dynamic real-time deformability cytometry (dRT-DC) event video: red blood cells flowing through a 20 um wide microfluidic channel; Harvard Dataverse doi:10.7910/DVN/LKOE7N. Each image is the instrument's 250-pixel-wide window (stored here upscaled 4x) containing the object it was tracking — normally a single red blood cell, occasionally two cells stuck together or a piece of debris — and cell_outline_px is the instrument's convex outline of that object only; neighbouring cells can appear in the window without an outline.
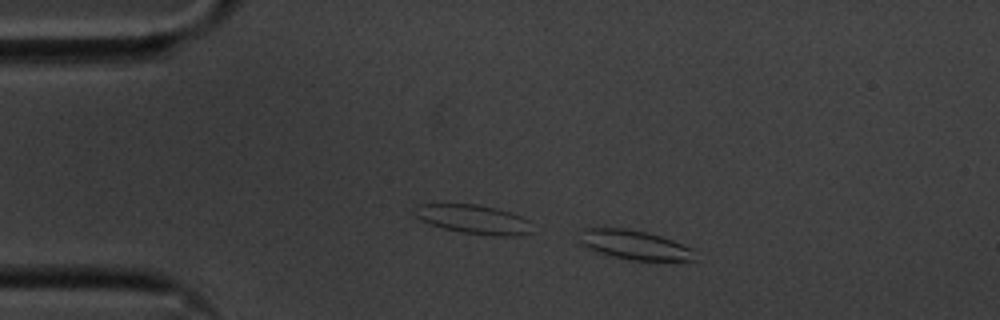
{"species": "common noctule bat (a hibernating species)", "species_latin": "Nyctalus noctula", "temperature_condition": "cold", "stored_images_in_passage": 34, "camera_frame_rate_fps": 3000, "um_per_image_px": 0.085, "animal": {"sex": "male", "body_mass_g": 20.1, "forearm_length_mm": 53.5}, "frame": {"image": 1, "passage_image": 1, "time_ms": 0.0, "image_size_px": [1000, 320], "cell_outline_px": [[696, 260], [628, 260], [612, 256], [588, 248], [580, 244], [580, 240], [584, 228], [624, 228], [648, 232], [672, 240], [692, 248]], "centroid_in_image_um": [53.94, 20.81], "position_along_channel_um": 31.1, "area_um2": 19.42}}
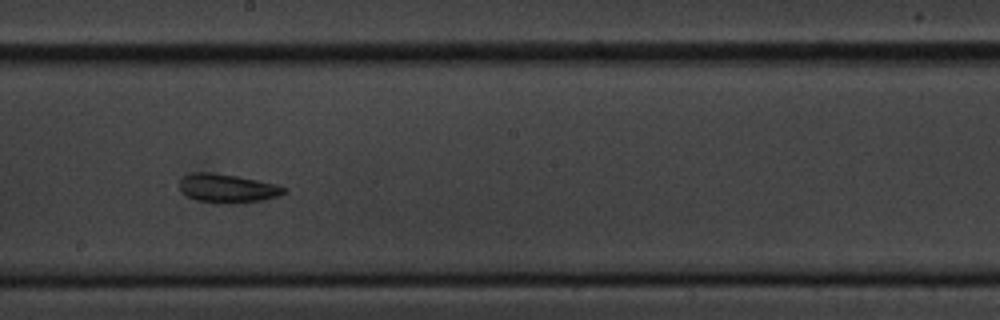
{"frame": {"image": 2, "passage_image": 22, "time_ms": 7.0, "image_size_px": [1000, 320], "cell_outline_px": [[288, 192], [264, 200], [236, 204], [196, 200], [180, 192], [180, 176], [192, 172], [212, 172], [236, 176], [276, 184], [288, 188]], "centroid_in_image_um": [19.32, 16.0], "position_along_channel_um": 228.9, "area_um2": 17.63}}
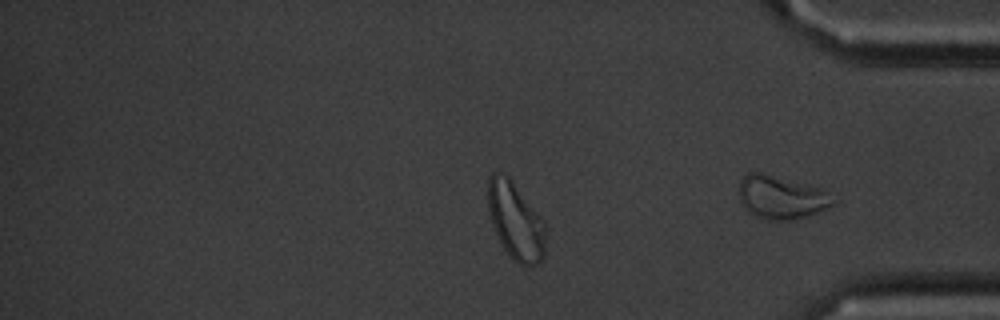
{"frame": {"image": 3, "passage_image": 34, "time_ms": 11.0, "image_size_px": [1000, 320], "cell_outline_px": [[840, 200], [836, 204], [808, 216], [788, 220], [768, 220], [756, 216], [748, 212], [744, 208], [740, 200], [740, 180], [748, 172], [760, 172], [824, 188]], "centroid_in_image_um": [66.48, 16.77], "position_along_channel_um": 368.7, "area_um2": 24.1}, "authors_computed_cell_mechanics": {"area_um2": 17.2244, "velocity_mm_per_s": 3.5188, "shape_relaxation_time_tau1_ms": 6.6812, "shape_relaxation_time_tau2_ms": 3.4963, "deformation_change_tau1": 0.1252, "deformation_change_tau2": 0.0939}}